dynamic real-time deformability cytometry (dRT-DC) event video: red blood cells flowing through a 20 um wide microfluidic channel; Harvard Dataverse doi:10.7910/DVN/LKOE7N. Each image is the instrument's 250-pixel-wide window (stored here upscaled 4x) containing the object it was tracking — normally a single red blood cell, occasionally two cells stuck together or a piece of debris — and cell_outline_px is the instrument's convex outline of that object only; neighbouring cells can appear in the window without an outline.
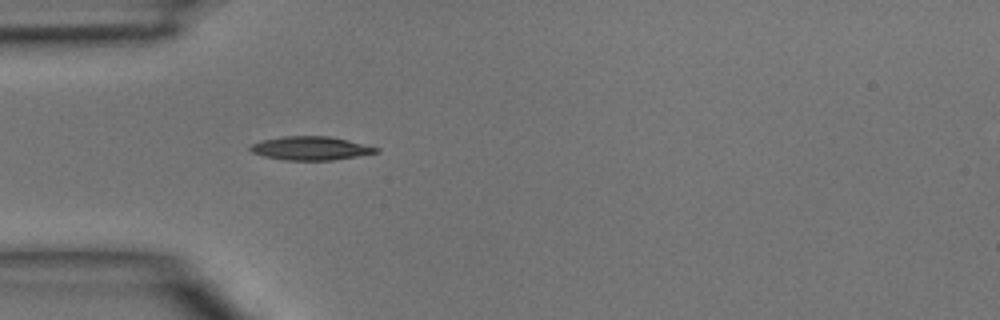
{"species": "common noctule bat (a hibernating species)", "species_latin": "Nyctalus noctula", "temperature_condition": "room temperature", "stored_images_in_passage": 34, "camera_frame_rate_fps": 3000, "um_per_image_px": 0.085, "animal": {"sex": "male", "body_mass_g": 15.6}, "frame": {"image": 1, "passage_image": 1, "time_ms": 0.0, "image_size_px": [1000, 320], "cell_outline_px": [[380, 152], [332, 160], [284, 160], [264, 156], [252, 152], [248, 148], [252, 144], [260, 140], [284, 136], [328, 136], [348, 140], [380, 148]], "centroid_in_image_um": [26.4, 12.6], "position_along_channel_um": 58.6, "area_um2": 17.28}}
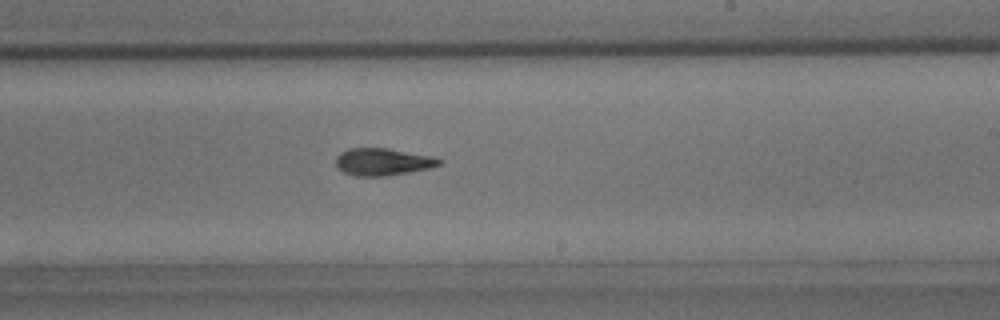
{"frame": {"image": 2, "passage_image": 15, "time_ms": 4.667, "image_size_px": [1000, 320], "cell_outline_px": [[444, 160], [440, 164], [428, 168], [408, 172], [384, 176], [352, 176], [336, 168], [336, 156], [340, 152], [348, 148], [388, 148], [436, 156]], "centroid_in_image_um": [32.53, 13.74], "position_along_channel_um": 256.5, "area_um2": 16.65}}
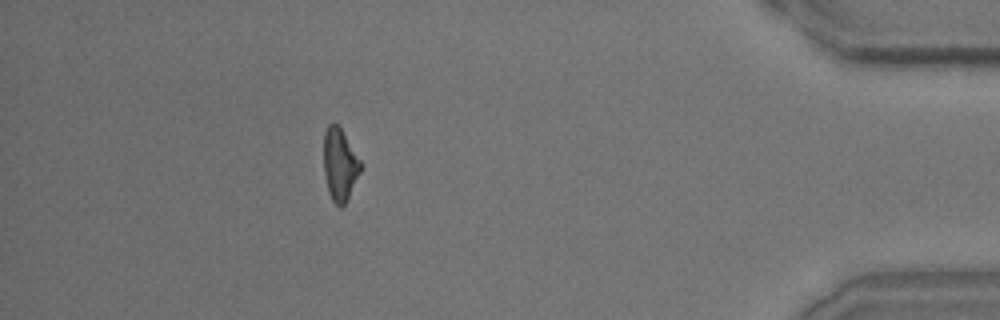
{"frame": {"image": 3, "passage_image": 29, "time_ms": 9.333, "image_size_px": [1000, 320], "cell_outline_px": [[364, 164], [344, 204], [340, 208], [332, 200], [328, 192], [324, 176], [324, 132], [328, 124], [336, 124], [340, 128]], "centroid_in_image_um": [28.88, 13.98], "position_along_channel_um": 406.3, "area_um2": 15.49}}